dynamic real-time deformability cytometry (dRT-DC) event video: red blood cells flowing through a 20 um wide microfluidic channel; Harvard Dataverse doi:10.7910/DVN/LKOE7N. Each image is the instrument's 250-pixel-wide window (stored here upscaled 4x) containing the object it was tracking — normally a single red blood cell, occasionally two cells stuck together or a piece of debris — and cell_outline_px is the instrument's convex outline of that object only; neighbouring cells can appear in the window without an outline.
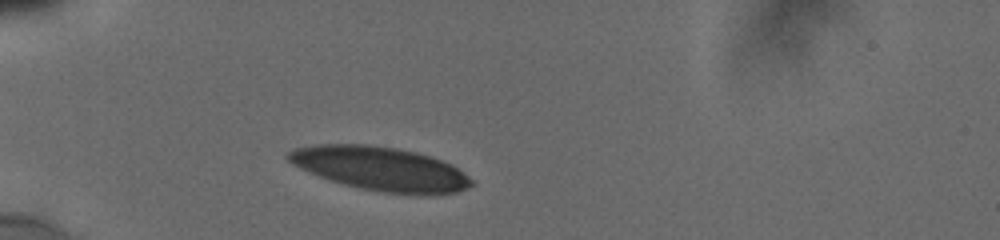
{"species": "human", "species_latin": "Homo sapiens", "temperature_condition": "cold", "stored_images_in_passage": 10, "camera_frame_rate_fps": 3000, "um_per_image_px": 0.085, "donor": {"sex": "male"}, "frame": {"image": 1, "passage_image": 2, "time_ms": 0.667, "image_size_px": [1000, 240], "cell_outline_px": [[476, 184], [468, 188], [456, 192], [436, 196], [416, 196], [380, 192], [360, 188], [328, 180], [300, 168], [292, 164], [284, 156], [288, 152], [296, 148], [320, 144], [364, 144], [396, 148], [416, 152], [452, 164], [468, 176]], "centroid_in_image_um": [32.38, 14.37], "position_along_channel_um": 52.6, "area_um2": 47.28}}
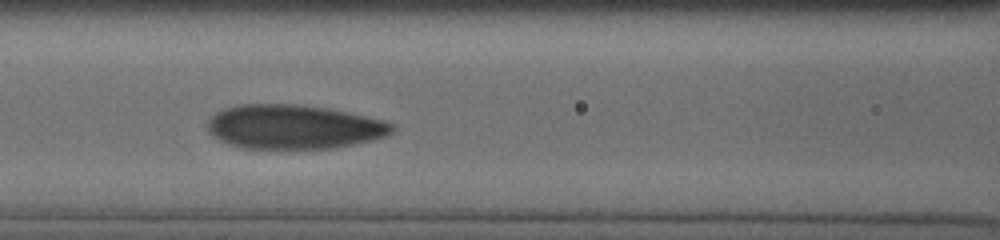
{"frame": {"image": 2, "passage_image": 9, "time_ms": 3.667, "image_size_px": [1000, 240], "cell_outline_px": [[396, 128], [388, 136], [372, 140], [332, 148], [240, 148], [228, 144], [212, 136], [208, 132], [208, 120], [216, 112], [224, 108], [240, 104], [296, 104], [324, 108], [348, 112], [384, 120], [396, 124]], "centroid_in_image_um": [24.97, 10.78], "position_along_channel_um": 141.6, "area_um2": 47.63}}
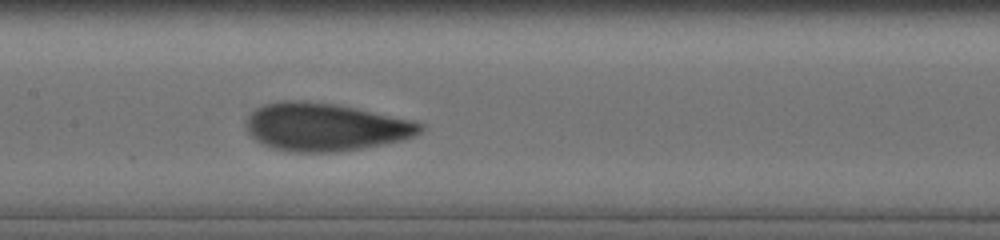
{"frame": {"image": 3, "passage_image": 10, "time_ms": 4.667, "image_size_px": [1000, 240], "cell_outline_px": [[424, 128], [416, 136], [404, 140], [384, 144], [336, 152], [292, 152], [272, 148], [256, 140], [248, 132], [248, 116], [256, 108], [264, 104], [284, 100], [304, 100], [336, 104], [356, 108], [412, 120], [424, 124]], "centroid_in_image_um": [27.67, 10.79], "position_along_channel_um": 179.7, "area_um2": 48.55}}